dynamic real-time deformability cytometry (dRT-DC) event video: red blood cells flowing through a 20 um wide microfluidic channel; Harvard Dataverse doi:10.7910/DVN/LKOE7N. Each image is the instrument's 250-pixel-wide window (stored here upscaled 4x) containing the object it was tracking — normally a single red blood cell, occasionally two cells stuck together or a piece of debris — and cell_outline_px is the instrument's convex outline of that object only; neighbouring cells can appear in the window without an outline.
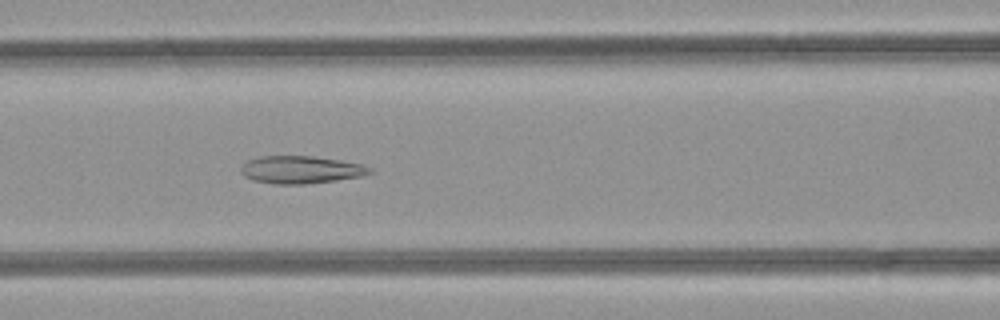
{"species": "common noctule bat (a hibernating species)", "species_latin": "Nyctalus noctula", "temperature_condition": "room temperature", "stored_images_in_passage": 50, "segment_of_instrument_passage": [1, 2], "camera_frame_rate_fps": 3000, "um_per_image_px": 0.085, "animal": {"sex": "female", "body_mass_g": 21.9}, "frame": {"image": 1, "passage_image": 21, "time_ms": 6.667, "image_size_px": [1000, 320], "cell_outline_px": [[372, 172], [360, 176], [336, 180], [304, 184], [272, 184], [252, 180], [244, 176], [240, 172], [240, 168], [248, 160], [260, 156], [312, 156], [340, 160], [360, 164], [372, 168]], "centroid_in_image_um": [25.53, 14.43], "position_along_channel_um": 141.1, "area_um2": 20.63}}
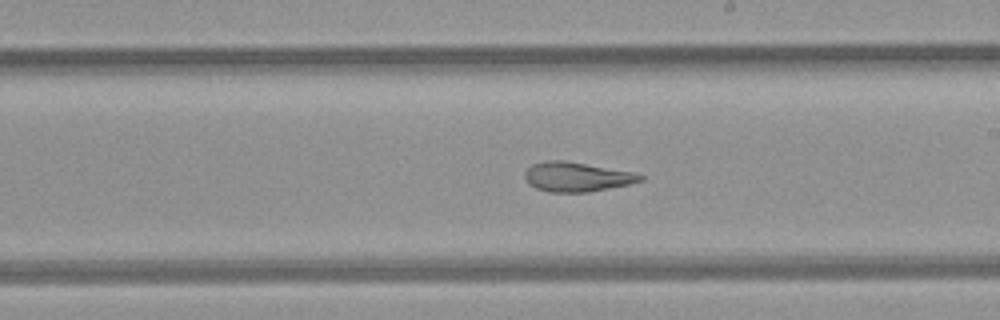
{"frame": {"image": 2, "passage_image": 28, "time_ms": 9.0, "image_size_px": [1000, 320], "cell_outline_px": [[644, 180], [628, 184], [588, 192], [548, 192], [536, 188], [528, 184], [524, 176], [524, 172], [532, 164], [548, 160], [564, 160], [632, 172], [644, 176]], "centroid_in_image_um": [48.98, 15.03], "position_along_channel_um": 240.0, "area_um2": 19.71}}
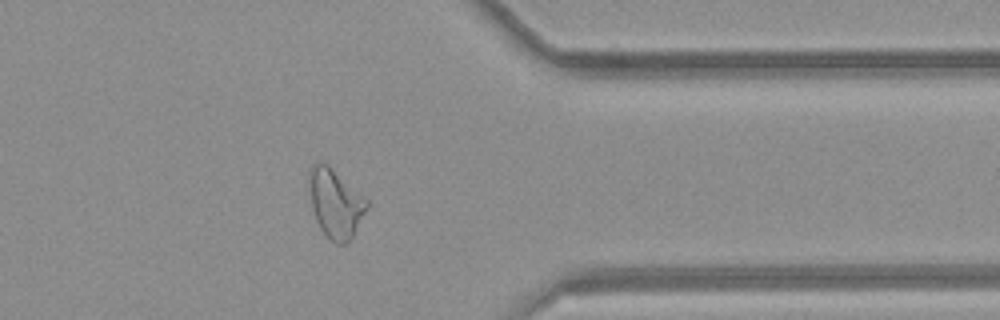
{"frame": {"image": 3, "passage_image": 39, "time_ms": 12.667, "image_size_px": [1000, 320], "cell_outline_px": [[368, 208], [352, 236], [344, 244], [336, 244], [320, 228], [316, 220], [312, 208], [308, 184], [308, 172], [312, 164], [316, 160], [324, 160], [368, 200]], "centroid_in_image_um": [28.48, 17.2], "position_along_channel_um": 382.9, "area_um2": 23.24}}